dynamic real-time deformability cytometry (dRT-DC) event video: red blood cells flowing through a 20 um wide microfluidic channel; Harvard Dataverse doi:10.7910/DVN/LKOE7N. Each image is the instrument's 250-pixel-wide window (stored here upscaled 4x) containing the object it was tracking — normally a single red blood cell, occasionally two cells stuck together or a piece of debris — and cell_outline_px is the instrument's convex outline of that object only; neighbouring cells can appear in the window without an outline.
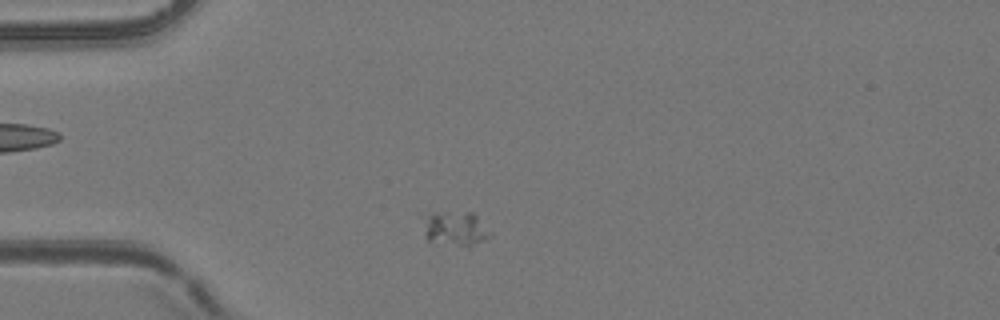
{"species": "common noctule bat (a hibernating species)", "species_latin": "Nyctalus noctula", "temperature_condition": "room temperature", "stored_images_in_passage": 1, "camera_frame_rate_fps": 3000, "um_per_image_px": 0.085, "animal": {"sex": "female", "body_mass_g": 24.6, "forearm_length_mm": 56.2}, "frame": {"image": 1, "passage_image": 1, "time_ms": 0.0, "image_size_px": [1000, 320], "cell_outline_px": [[492, 236], [468, 248], [428, 240], [424, 236], [420, 212], [472, 212], [476, 216]], "centroid_in_image_um": [38.58, 19.41], "position_along_channel_um": 46.4, "area_um2": 13.87}}